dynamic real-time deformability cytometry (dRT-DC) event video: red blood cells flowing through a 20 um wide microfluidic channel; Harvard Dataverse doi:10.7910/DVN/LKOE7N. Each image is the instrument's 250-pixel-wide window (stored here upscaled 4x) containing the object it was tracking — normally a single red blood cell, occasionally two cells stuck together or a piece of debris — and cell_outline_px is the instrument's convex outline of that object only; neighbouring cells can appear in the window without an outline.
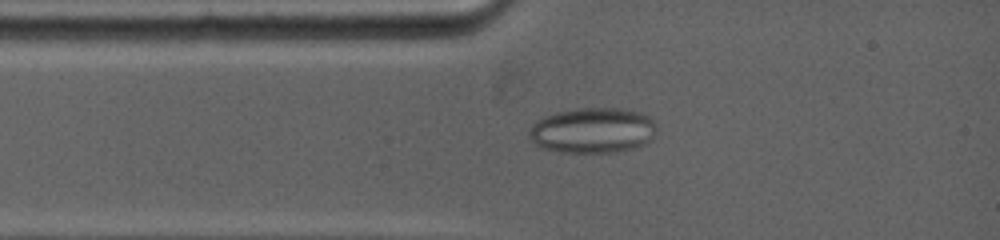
{"species": "common noctule bat (a hibernating species)", "species_latin": "Nyctalus noctula", "temperature_condition": "warm", "stored_images_in_passage": 32, "camera_frame_rate_fps": 5000, "um_per_image_px": 0.085, "animal": {"sex": "female", "body_mass_g": 19.0, "forearm_length_mm": 53.3}, "frame": {"image": 1, "passage_image": 5, "time_ms": 1.8, "image_size_px": [1000, 240], "cell_outline_px": [[656, 128], [652, 140], [644, 144], [632, 148], [616, 152], [564, 152], [544, 148], [536, 144], [532, 140], [528, 132], [532, 124], [536, 120], [560, 112], [576, 108], [616, 108], [640, 112], [648, 116], [656, 124]], "centroid_in_image_um": [50.41, 11.08], "position_along_channel_um": 34.6, "area_um2": 33.47}}
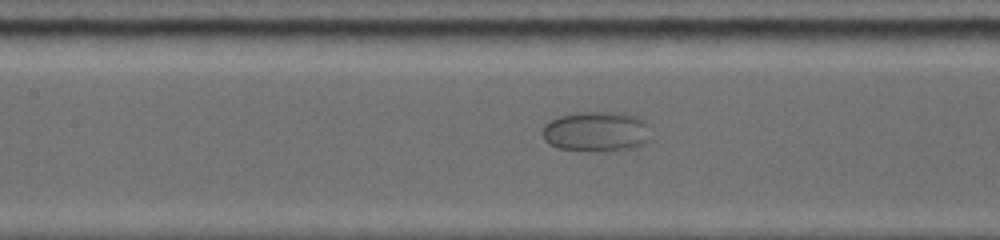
{"frame": {"image": 2, "passage_image": 12, "time_ms": 5.2, "image_size_px": [1000, 240], "cell_outline_px": [[652, 140], [644, 144], [632, 148], [556, 148], [548, 144], [544, 140], [544, 124], [560, 116], [580, 112], [620, 112], [636, 116], [648, 124]], "centroid_in_image_um": [50.74, 11.13], "position_along_channel_um": 156.7, "area_um2": 24.57}}
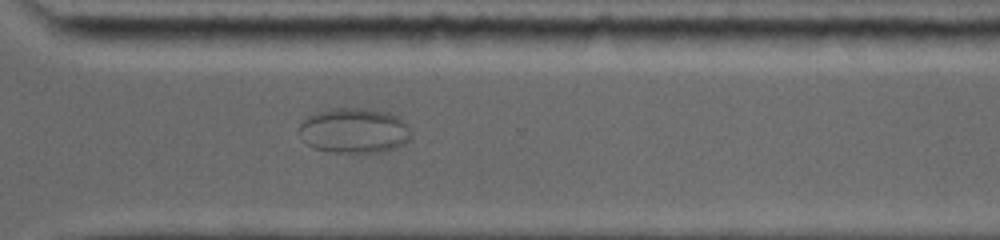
{"frame": {"image": 3, "passage_image": 23, "time_ms": 10.2, "image_size_px": [1000, 240], "cell_outline_px": [[412, 136], [404, 144], [388, 152], [332, 152], [312, 148], [304, 140], [300, 128], [300, 124], [308, 116], [316, 112], [336, 108], [368, 108], [388, 112], [396, 116], [408, 124], [412, 132]], "centroid_in_image_um": [30.17, 11.1], "position_along_channel_um": 340.4, "area_um2": 29.59}}